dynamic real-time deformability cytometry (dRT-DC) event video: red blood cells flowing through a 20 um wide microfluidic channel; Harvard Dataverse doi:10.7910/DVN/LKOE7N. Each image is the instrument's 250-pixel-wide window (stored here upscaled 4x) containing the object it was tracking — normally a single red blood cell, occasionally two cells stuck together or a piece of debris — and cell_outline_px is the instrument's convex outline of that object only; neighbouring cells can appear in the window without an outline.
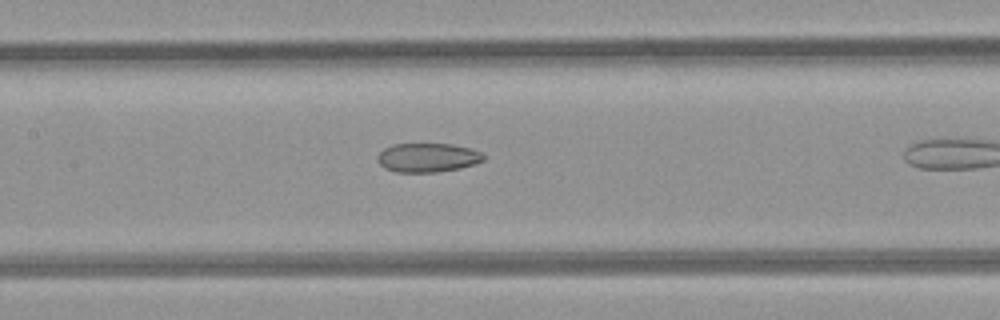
{"species": "common noctule bat (a hibernating species)", "species_latin": "Nyctalus noctula", "temperature_condition": "room temperature", "stored_images_in_passage": 26, "camera_frame_rate_fps": 3000, "um_per_image_px": 0.085, "animal": {"sex": "female", "body_mass_g": 21.9}, "frame": {"image": 1, "passage_image": 19, "time_ms": 6.0, "image_size_px": [1000, 320], "cell_outline_px": [[484, 160], [476, 164], [460, 168], [440, 172], [396, 172], [384, 168], [376, 160], [376, 156], [384, 148], [392, 144], [452, 144], [472, 148], [480, 152], [484, 156]], "centroid_in_image_um": [36.34, 13.4], "position_along_channel_um": 171.1, "area_um2": 18.15}}